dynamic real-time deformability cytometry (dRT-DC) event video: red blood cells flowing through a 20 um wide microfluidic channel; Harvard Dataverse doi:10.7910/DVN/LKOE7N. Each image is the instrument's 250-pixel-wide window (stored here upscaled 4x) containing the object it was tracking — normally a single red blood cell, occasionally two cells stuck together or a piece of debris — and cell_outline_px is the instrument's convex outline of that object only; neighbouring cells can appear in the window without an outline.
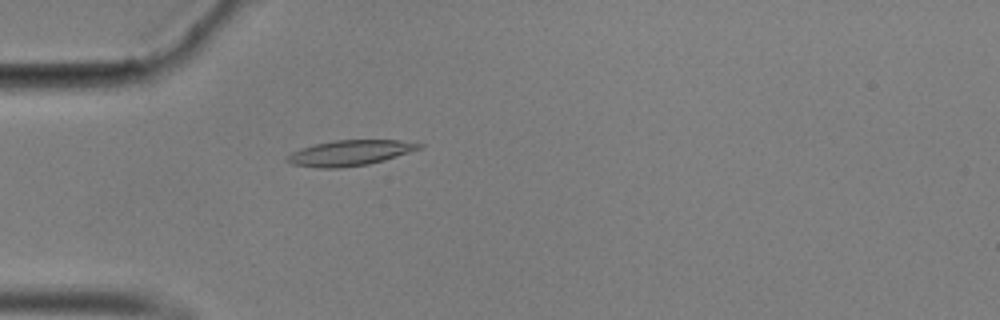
{"species": "common noctule bat (a hibernating species)", "species_latin": "Nyctalus noctula", "temperature_condition": "cold", "stored_images_in_passage": 57, "camera_frame_rate_fps": 3000, "um_per_image_px": 0.085, "animal": {"sex": "male", "body_mass_g": 17.9}, "frame": {"image": 1, "passage_image": 17, "time_ms": 5.333, "image_size_px": [1000, 320], "cell_outline_px": [[424, 148], [384, 160], [368, 164], [340, 168], [316, 168], [292, 164], [284, 160], [284, 156], [300, 148], [316, 144], [336, 140], [416, 140], [424, 144]], "centroid_in_image_um": [29.8, 12.99], "position_along_channel_um": 55.2, "area_um2": 20.0}}
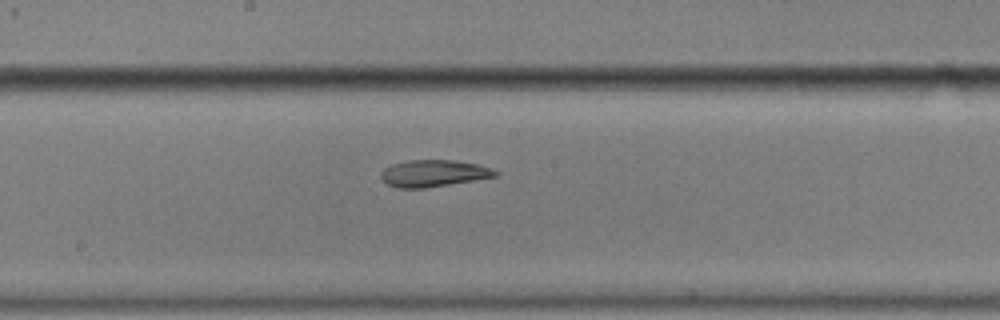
{"frame": {"image": 2, "passage_image": 31, "time_ms": 10.0, "image_size_px": [1000, 320], "cell_outline_px": [[500, 176], [424, 188], [396, 188], [388, 184], [380, 176], [380, 172], [384, 168], [392, 164], [408, 160], [452, 160], [476, 164], [492, 168], [500, 172]], "centroid_in_image_um": [36.87, 14.73], "position_along_channel_um": 211.3, "area_um2": 17.92}}
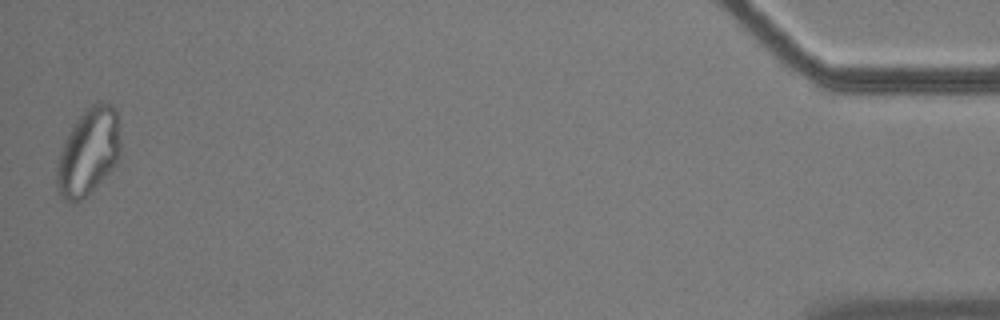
{"frame": {"image": 3, "passage_image": 57, "time_ms": 18.667, "image_size_px": [1000, 320], "cell_outline_px": [[120, 152], [116, 164], [92, 192], [80, 200], [72, 204], [68, 204], [60, 196], [56, 188], [56, 168], [60, 152], [72, 128], [80, 116], [92, 104], [100, 100], [112, 104], [116, 108], [120, 140]], "centroid_in_image_um": [7.52, 12.96], "position_along_channel_um": 427.7, "area_um2": 32.37}, "authors_computed_cell_mechanics": {"area_um2": 19.4786, "velocity_mm_per_s": 3.4935, "shape_relaxation_time_tau1_ms": null, "shape_relaxation_time_tau2_ms": 6.3268, "deformation_change_tau1": null, "deformation_change_tau2": 0.0995}}